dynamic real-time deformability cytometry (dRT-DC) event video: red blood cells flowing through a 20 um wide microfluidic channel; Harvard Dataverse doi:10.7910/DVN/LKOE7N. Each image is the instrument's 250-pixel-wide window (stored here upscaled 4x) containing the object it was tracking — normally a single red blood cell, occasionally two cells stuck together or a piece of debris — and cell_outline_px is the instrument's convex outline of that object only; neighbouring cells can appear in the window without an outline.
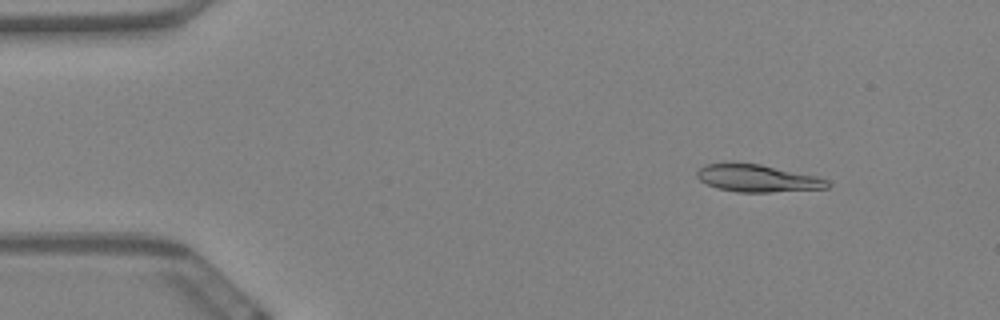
{"species": "Egyptian fruit bat (a non-hibernating species)", "species_latin": "Rousettus aegyptiacus", "temperature_condition": "warm", "stored_images_in_passage": 59, "camera_frame_rate_fps": 3000, "um_per_image_px": 0.085, "animal": {"sex": "female"}, "frame": {"image": 1, "passage_image": 7, "time_ms": 2.0, "image_size_px": [1000, 320], "cell_outline_px": [[832, 184], [828, 188], [768, 192], [736, 192], [720, 188], [708, 184], [700, 180], [696, 176], [696, 172], [704, 164], [760, 164], [816, 176], [828, 180]], "centroid_in_image_um": [64.42, 15.17], "position_along_channel_um": 20.6, "area_um2": 20.35}}
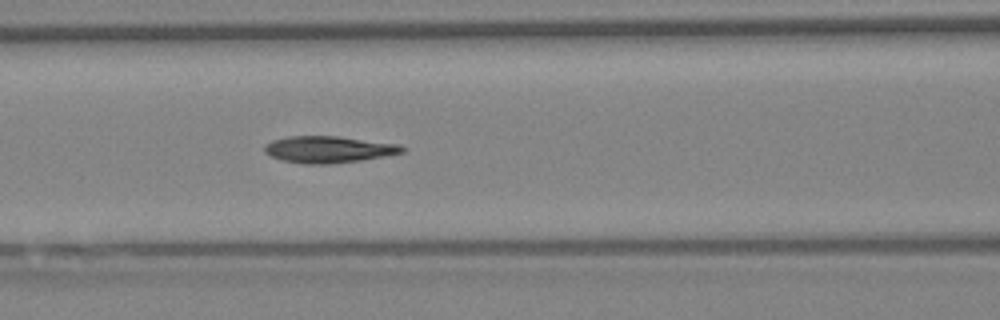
{"frame": {"image": 2, "passage_image": 25, "time_ms": 8.0, "image_size_px": [1000, 320], "cell_outline_px": [[408, 148], [404, 152], [384, 156], [360, 160], [332, 164], [304, 164], [280, 160], [264, 152], [264, 144], [272, 140], [288, 136], [336, 136], [396, 144]], "centroid_in_image_um": [27.88, 12.7], "position_along_channel_um": 138.7, "area_um2": 21.39}}
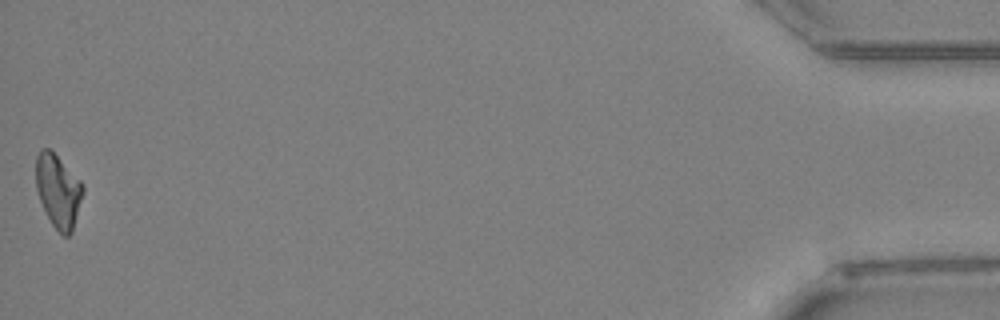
{"frame": {"image": 3, "passage_image": 59, "time_ms": 19.333, "image_size_px": [1000, 320], "cell_outline_px": [[84, 192], [72, 232], [68, 236], [64, 236], [52, 224], [40, 200], [36, 188], [36, 156], [40, 148], [48, 148], [84, 184]], "centroid_in_image_um": [4.95, 16.23], "position_along_channel_um": 430.3, "area_um2": 19.77}, "authors_computed_cell_mechanics": {"area_um2": 20.7502, "velocity_mm_per_s": 3.4268, "shape_relaxation_time_tau1_ms": 10.0516, "shape_relaxation_time_tau2_ms": 4.0584, "deformation_change_tau1": 0.2416, "deformation_change_tau2": 0.1112}}